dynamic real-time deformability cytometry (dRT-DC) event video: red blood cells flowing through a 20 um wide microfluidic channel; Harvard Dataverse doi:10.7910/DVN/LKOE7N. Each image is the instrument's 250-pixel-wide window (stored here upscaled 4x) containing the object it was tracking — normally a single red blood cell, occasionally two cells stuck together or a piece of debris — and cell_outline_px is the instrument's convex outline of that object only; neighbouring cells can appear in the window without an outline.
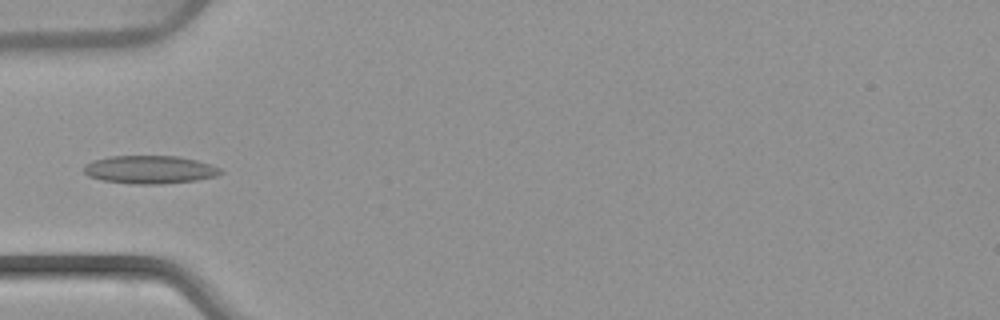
{"species": "common noctule bat (a hibernating species)", "species_latin": "Nyctalus noctula", "temperature_condition": "warm", "stored_images_in_passage": 3, "camera_frame_rate_fps": 3000, "um_per_image_px": 0.085, "animal": {"sex": "female", "body_mass_g": 22.7, "forearm_length_mm": 54.2}, "frame": {"image": 1, "passage_image": 3, "time_ms": 4.333, "image_size_px": [1000, 320], "cell_outline_px": [[224, 172], [216, 176], [196, 180], [160, 184], [132, 184], [104, 180], [88, 176], [84, 172], [84, 164], [92, 160], [108, 156], [180, 156], [196, 160], [220, 168]], "centroid_in_image_um": [12.71, 14.41], "position_along_channel_um": 72.3, "area_um2": 22.37}}